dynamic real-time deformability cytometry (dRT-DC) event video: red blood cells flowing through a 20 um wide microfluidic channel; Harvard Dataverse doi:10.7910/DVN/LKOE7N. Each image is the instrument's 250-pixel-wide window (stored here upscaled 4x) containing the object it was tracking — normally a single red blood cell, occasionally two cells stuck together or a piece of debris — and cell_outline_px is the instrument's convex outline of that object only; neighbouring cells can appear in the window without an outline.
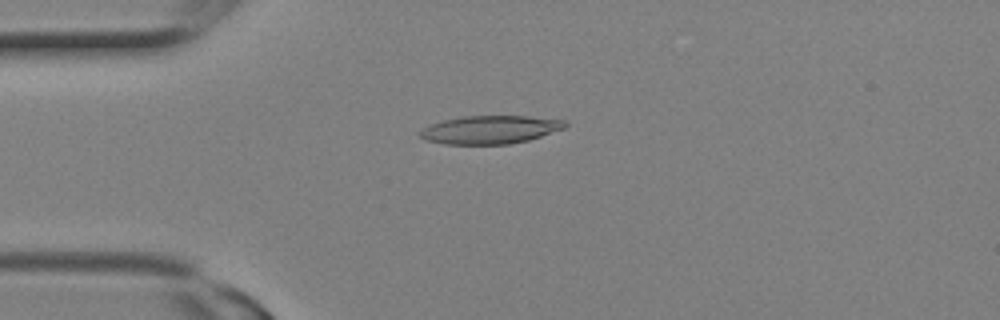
{"species": "Egyptian fruit bat (a non-hibernating species)", "species_latin": "Rousettus aegyptiacus", "temperature_condition": "room temperature", "stored_images_in_passage": 11, "camera_frame_rate_fps": 3000, "um_per_image_px": 0.085, "animal": {"sex": "female"}, "frame": {"image": 1, "passage_image": 2, "time_ms": 0.333, "image_size_px": [1000, 320], "cell_outline_px": [[568, 124], [564, 128], [528, 140], [508, 144], [444, 144], [428, 140], [420, 136], [416, 132], [432, 124], [444, 120], [460, 116], [528, 116], [564, 120]], "centroid_in_image_um": [41.65, 11.02], "position_along_channel_um": 43.4, "area_um2": 23.64}}
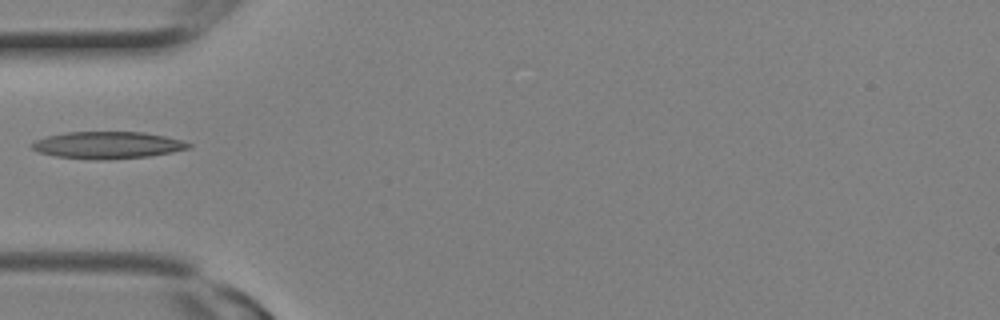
{"frame": {"image": 2, "passage_image": 4, "time_ms": 1.0, "image_size_px": [1000, 320], "cell_outline_px": [[192, 148], [172, 152], [148, 156], [108, 160], [96, 160], [56, 156], [40, 152], [32, 148], [28, 144], [36, 140], [48, 136], [64, 132], [144, 132], [184, 140], [192, 144]], "centroid_in_image_um": [9.17, 12.33], "position_along_channel_um": 75.8, "area_um2": 24.8}}
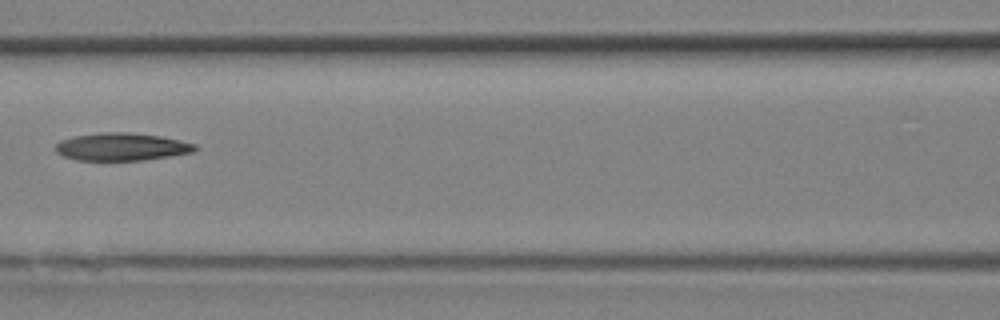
{"frame": {"image": 3, "passage_image": 7, "time_ms": 2.0, "image_size_px": [1000, 320], "cell_outline_px": [[200, 148], [192, 152], [144, 160], [76, 160], [64, 156], [56, 152], [56, 144], [60, 140], [76, 136], [100, 132], [128, 132], [160, 136], [180, 140], [196, 144]], "centroid_in_image_um": [10.35, 12.47], "position_along_channel_um": 156.2, "area_um2": 22.43}}